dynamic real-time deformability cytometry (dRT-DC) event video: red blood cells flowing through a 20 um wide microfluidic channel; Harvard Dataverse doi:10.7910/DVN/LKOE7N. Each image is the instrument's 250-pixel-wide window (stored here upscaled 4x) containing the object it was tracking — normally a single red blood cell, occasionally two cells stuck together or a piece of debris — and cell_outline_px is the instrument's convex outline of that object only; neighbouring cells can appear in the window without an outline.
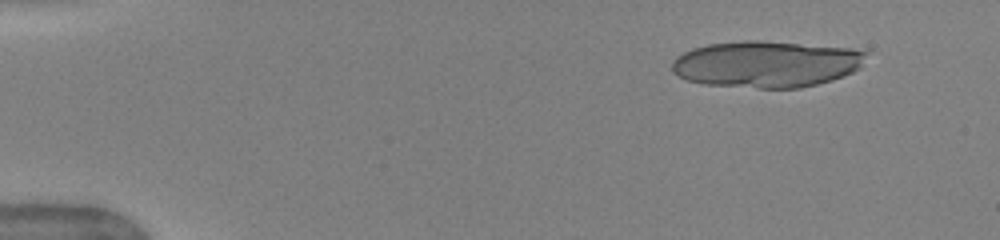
{"species": "human", "species_latin": "Homo sapiens", "temperature_condition": "warm", "stored_images_in_passage": 18, "camera_frame_rate_fps": 3000, "um_per_image_px": 0.085, "donor": {"sex": "female"}, "frame": {"image": 1, "passage_image": 5, "time_ms": 1.333, "image_size_px": [1000, 240], "cell_outline_px": [[872, 52], [860, 68], [844, 76], [832, 80], [800, 88], [760, 88], [704, 84], [688, 80], [672, 72], [672, 60], [676, 56], [692, 48], [708, 44], [744, 40], [760, 40], [848, 48]], "centroid_in_image_um": [65.17, 5.44], "position_along_channel_um": 19.8, "area_um2": 53.0}}